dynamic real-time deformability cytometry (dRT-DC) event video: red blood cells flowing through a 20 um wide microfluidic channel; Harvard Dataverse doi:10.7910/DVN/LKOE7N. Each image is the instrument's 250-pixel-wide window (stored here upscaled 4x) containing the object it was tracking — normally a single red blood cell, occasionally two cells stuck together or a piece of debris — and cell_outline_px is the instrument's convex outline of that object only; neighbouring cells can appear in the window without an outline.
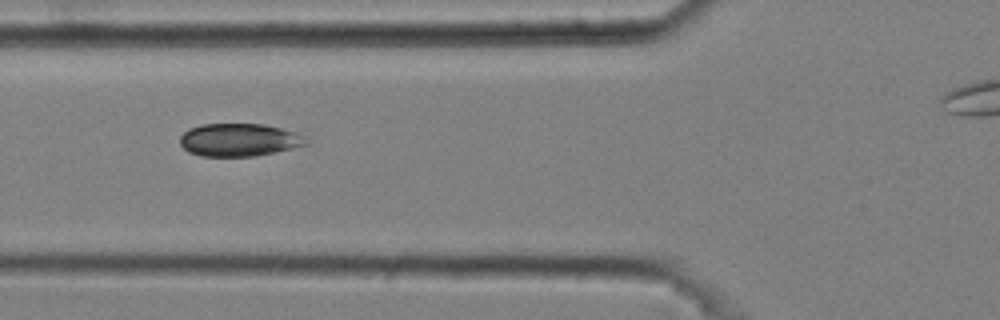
{"species": "common noctule bat (a hibernating species)", "species_latin": "Nyctalus noctula", "temperature_condition": "cold", "stored_images_in_passage": 8, "segment_of_instrument_passage": [1, 2], "camera_frame_rate_fps": 3000, "um_per_image_px": 0.085, "animal": {"sex": "male", "body_mass_g": 20.4}, "frame": {"image": 1, "passage_image": 6, "time_ms": 1.667, "image_size_px": [1000, 320], "cell_outline_px": [[312, 140], [308, 144], [292, 148], [256, 156], [200, 156], [188, 152], [180, 144], [180, 136], [188, 128], [204, 124], [264, 124], [296, 132], [308, 136]], "centroid_in_image_um": [20.37, 11.89], "position_along_channel_um": 105.4, "area_um2": 24.39}}
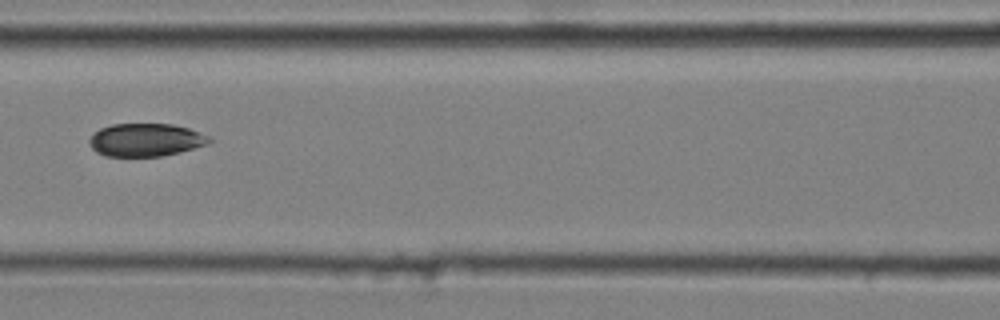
{"frame": {"image": 2, "passage_image": 7, "time_ms": 2.0, "image_size_px": [1000, 320], "cell_outline_px": [[212, 140], [208, 144], [180, 152], [160, 156], [104, 156], [96, 152], [88, 144], [88, 140], [100, 128], [112, 124], [172, 124], [188, 128], [208, 136]], "centroid_in_image_um": [12.36, 11.89], "position_along_channel_um": 154.2, "area_um2": 22.95}}